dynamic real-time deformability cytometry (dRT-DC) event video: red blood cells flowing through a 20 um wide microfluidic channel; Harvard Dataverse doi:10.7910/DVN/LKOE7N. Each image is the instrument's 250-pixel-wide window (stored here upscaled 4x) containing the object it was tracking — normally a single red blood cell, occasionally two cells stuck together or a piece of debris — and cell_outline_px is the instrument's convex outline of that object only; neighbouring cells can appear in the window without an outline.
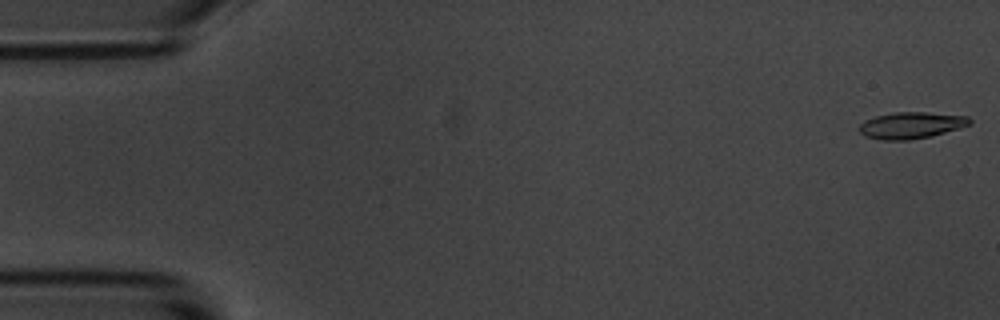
{"species": "common noctule bat (a hibernating species)", "species_latin": "Nyctalus noctula", "temperature_condition": "room temperature", "stored_images_in_passage": 5, "camera_frame_rate_fps": 3000, "um_per_image_px": 0.085, "animal": {"sex": "male", "body_mass_g": 20.1, "forearm_length_mm": 53.5}, "frame": {"image": 1, "passage_image": 1, "time_ms": 0.0, "image_size_px": [1000, 320], "cell_outline_px": [[972, 124], [960, 128], [932, 136], [908, 140], [880, 140], [864, 136], [860, 132], [860, 124], [864, 120], [876, 116], [892, 112], [924, 112], [968, 116], [972, 120]], "centroid_in_image_um": [77.46, 10.65], "position_along_channel_um": 7.5, "area_um2": 17.22}}
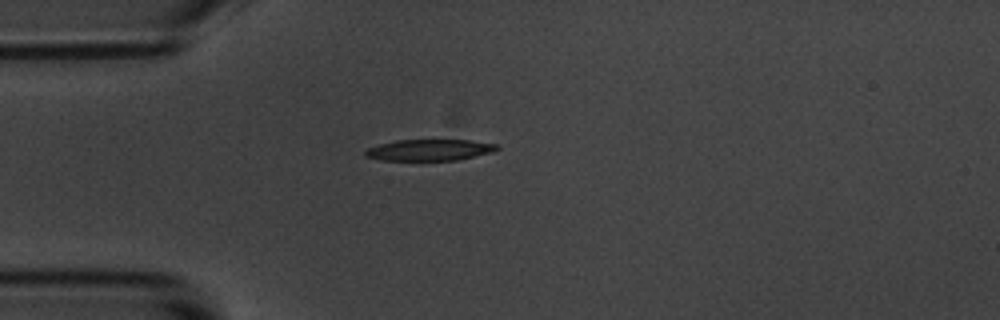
{"frame": {"image": 2, "passage_image": 5, "time_ms": 4.667, "image_size_px": [1000, 320], "cell_outline_px": [[500, 148], [492, 152], [456, 160], [380, 160], [364, 156], [364, 152], [368, 148], [380, 144], [396, 140], [468, 140], [500, 144]], "centroid_in_image_um": [36.52, 12.74], "position_along_channel_um": 48.5, "area_um2": 16.3}}